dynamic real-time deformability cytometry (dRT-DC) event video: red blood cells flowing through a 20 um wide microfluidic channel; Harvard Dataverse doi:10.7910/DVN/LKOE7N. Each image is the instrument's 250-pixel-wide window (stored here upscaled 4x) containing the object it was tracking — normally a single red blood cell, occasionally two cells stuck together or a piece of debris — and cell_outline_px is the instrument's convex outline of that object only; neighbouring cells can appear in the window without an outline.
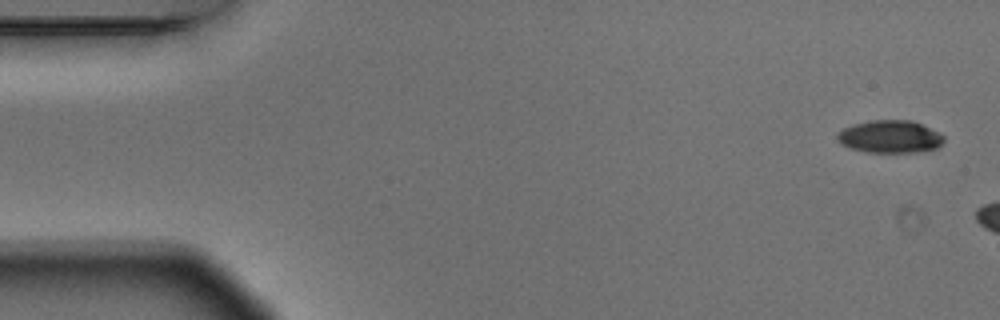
{"species": "Egyptian fruit bat (a non-hibernating species)", "species_latin": "Rousettus aegyptiacus", "temperature_condition": "warm", "stored_images_in_passage": 3, "camera_frame_rate_fps": 3000, "um_per_image_px": 0.085, "animal": {"sex": "male"}, "frame": {"image": 1, "passage_image": 1, "time_ms": 0.0, "image_size_px": [1000, 320], "cell_outline_px": [[944, 140], [936, 148], [916, 152], [868, 152], [852, 148], [840, 144], [836, 136], [836, 132], [844, 128], [856, 124], [872, 120], [912, 120], [940, 132], [944, 136]], "centroid_in_image_um": [75.65, 11.61], "position_along_channel_um": 9.3, "area_um2": 20.17}}